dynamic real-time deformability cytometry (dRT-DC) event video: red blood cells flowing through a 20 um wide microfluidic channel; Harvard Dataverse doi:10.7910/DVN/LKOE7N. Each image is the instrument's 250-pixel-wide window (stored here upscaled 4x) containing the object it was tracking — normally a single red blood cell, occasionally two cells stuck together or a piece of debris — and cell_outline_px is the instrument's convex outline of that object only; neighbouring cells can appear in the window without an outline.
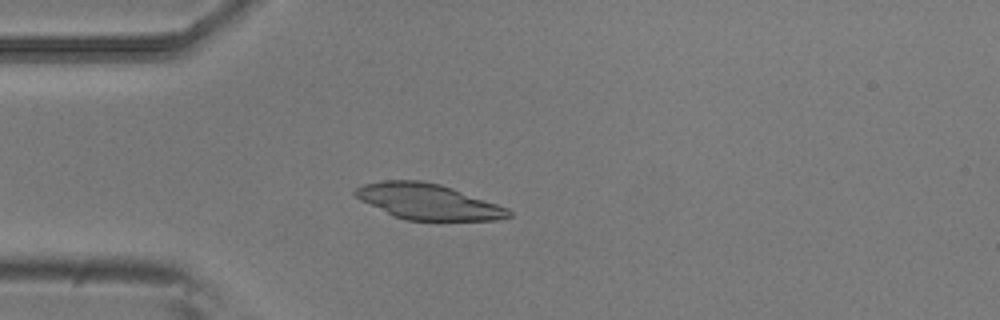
{"species": "common noctule bat (a hibernating species)", "species_latin": "Nyctalus noctula", "temperature_condition": "room temperature", "stored_images_in_passage": 3, "camera_frame_rate_fps": 3000, "um_per_image_px": 0.085, "animal": {"sex": "male", "body_mass_g": 20.5, "forearm_length_mm": 52.5}, "frame": {"image": 1, "passage_image": 3, "time_ms": 0.667, "image_size_px": [1000, 320], "cell_outline_px": [[512, 216], [496, 220], [404, 220], [392, 216], [360, 200], [352, 192], [356, 188], [364, 184], [384, 180], [420, 180], [440, 184], [452, 188], [508, 208], [512, 212]], "centroid_in_image_um": [36.35, 17.14], "position_along_channel_um": 48.6, "area_um2": 31.79}}